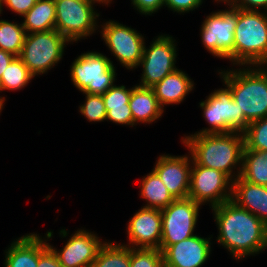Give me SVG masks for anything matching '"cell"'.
Listing matches in <instances>:
<instances>
[{"instance_id":"cell-20","label":"cell","mask_w":267,"mask_h":267,"mask_svg":"<svg viewBox=\"0 0 267 267\" xmlns=\"http://www.w3.org/2000/svg\"><path fill=\"white\" fill-rule=\"evenodd\" d=\"M194 84L185 71L177 68L151 88L154 90L160 106L164 109L166 105L183 103L186 96L195 89Z\"/></svg>"},{"instance_id":"cell-35","label":"cell","mask_w":267,"mask_h":267,"mask_svg":"<svg viewBox=\"0 0 267 267\" xmlns=\"http://www.w3.org/2000/svg\"><path fill=\"white\" fill-rule=\"evenodd\" d=\"M131 5L141 15L150 16L163 8L164 0H131Z\"/></svg>"},{"instance_id":"cell-15","label":"cell","mask_w":267,"mask_h":267,"mask_svg":"<svg viewBox=\"0 0 267 267\" xmlns=\"http://www.w3.org/2000/svg\"><path fill=\"white\" fill-rule=\"evenodd\" d=\"M152 169L175 199L187 198L190 189L192 156L161 154Z\"/></svg>"},{"instance_id":"cell-36","label":"cell","mask_w":267,"mask_h":267,"mask_svg":"<svg viewBox=\"0 0 267 267\" xmlns=\"http://www.w3.org/2000/svg\"><path fill=\"white\" fill-rule=\"evenodd\" d=\"M37 267H62L56 254L48 246L38 257Z\"/></svg>"},{"instance_id":"cell-41","label":"cell","mask_w":267,"mask_h":267,"mask_svg":"<svg viewBox=\"0 0 267 267\" xmlns=\"http://www.w3.org/2000/svg\"><path fill=\"white\" fill-rule=\"evenodd\" d=\"M217 3L223 2L224 0H214Z\"/></svg>"},{"instance_id":"cell-22","label":"cell","mask_w":267,"mask_h":267,"mask_svg":"<svg viewBox=\"0 0 267 267\" xmlns=\"http://www.w3.org/2000/svg\"><path fill=\"white\" fill-rule=\"evenodd\" d=\"M135 86L136 85L132 88H126L123 84L118 86L114 84L102 94L106 108V121L133 127V116L129 100L131 91Z\"/></svg>"},{"instance_id":"cell-34","label":"cell","mask_w":267,"mask_h":267,"mask_svg":"<svg viewBox=\"0 0 267 267\" xmlns=\"http://www.w3.org/2000/svg\"><path fill=\"white\" fill-rule=\"evenodd\" d=\"M221 3L236 9L267 12V0H224Z\"/></svg>"},{"instance_id":"cell-28","label":"cell","mask_w":267,"mask_h":267,"mask_svg":"<svg viewBox=\"0 0 267 267\" xmlns=\"http://www.w3.org/2000/svg\"><path fill=\"white\" fill-rule=\"evenodd\" d=\"M25 36L22 23L0 19V49L19 57Z\"/></svg>"},{"instance_id":"cell-1","label":"cell","mask_w":267,"mask_h":267,"mask_svg":"<svg viewBox=\"0 0 267 267\" xmlns=\"http://www.w3.org/2000/svg\"><path fill=\"white\" fill-rule=\"evenodd\" d=\"M211 210L218 229L215 241L227 249L234 260L255 256L267 249V226L257 216L232 200Z\"/></svg>"},{"instance_id":"cell-5","label":"cell","mask_w":267,"mask_h":267,"mask_svg":"<svg viewBox=\"0 0 267 267\" xmlns=\"http://www.w3.org/2000/svg\"><path fill=\"white\" fill-rule=\"evenodd\" d=\"M224 88L215 89L206 100L199 102L203 117L208 127L194 134H216L229 132H244L250 122L240 112L238 103L232 98L231 89L223 82Z\"/></svg>"},{"instance_id":"cell-38","label":"cell","mask_w":267,"mask_h":267,"mask_svg":"<svg viewBox=\"0 0 267 267\" xmlns=\"http://www.w3.org/2000/svg\"><path fill=\"white\" fill-rule=\"evenodd\" d=\"M5 101H6V98L4 96H0V115L4 107Z\"/></svg>"},{"instance_id":"cell-39","label":"cell","mask_w":267,"mask_h":267,"mask_svg":"<svg viewBox=\"0 0 267 267\" xmlns=\"http://www.w3.org/2000/svg\"><path fill=\"white\" fill-rule=\"evenodd\" d=\"M105 6L110 5L113 0H100Z\"/></svg>"},{"instance_id":"cell-27","label":"cell","mask_w":267,"mask_h":267,"mask_svg":"<svg viewBox=\"0 0 267 267\" xmlns=\"http://www.w3.org/2000/svg\"><path fill=\"white\" fill-rule=\"evenodd\" d=\"M35 76L19 57H15L2 73L0 93L5 90L18 91L25 88Z\"/></svg>"},{"instance_id":"cell-2","label":"cell","mask_w":267,"mask_h":267,"mask_svg":"<svg viewBox=\"0 0 267 267\" xmlns=\"http://www.w3.org/2000/svg\"><path fill=\"white\" fill-rule=\"evenodd\" d=\"M181 141L197 165L222 171L232 181L240 176L245 148L242 132L191 134Z\"/></svg>"},{"instance_id":"cell-19","label":"cell","mask_w":267,"mask_h":267,"mask_svg":"<svg viewBox=\"0 0 267 267\" xmlns=\"http://www.w3.org/2000/svg\"><path fill=\"white\" fill-rule=\"evenodd\" d=\"M232 201L257 216L267 226V187L249 183L240 176L232 182Z\"/></svg>"},{"instance_id":"cell-33","label":"cell","mask_w":267,"mask_h":267,"mask_svg":"<svg viewBox=\"0 0 267 267\" xmlns=\"http://www.w3.org/2000/svg\"><path fill=\"white\" fill-rule=\"evenodd\" d=\"M37 0H0V15L3 13V6L16 13L20 17L24 16L35 4Z\"/></svg>"},{"instance_id":"cell-18","label":"cell","mask_w":267,"mask_h":267,"mask_svg":"<svg viewBox=\"0 0 267 267\" xmlns=\"http://www.w3.org/2000/svg\"><path fill=\"white\" fill-rule=\"evenodd\" d=\"M29 233L15 239L5 252L4 267H37L39 255L48 247L53 231H47L45 236ZM43 238V239H42Z\"/></svg>"},{"instance_id":"cell-26","label":"cell","mask_w":267,"mask_h":267,"mask_svg":"<svg viewBox=\"0 0 267 267\" xmlns=\"http://www.w3.org/2000/svg\"><path fill=\"white\" fill-rule=\"evenodd\" d=\"M91 267H130V247L106 240Z\"/></svg>"},{"instance_id":"cell-40","label":"cell","mask_w":267,"mask_h":267,"mask_svg":"<svg viewBox=\"0 0 267 267\" xmlns=\"http://www.w3.org/2000/svg\"><path fill=\"white\" fill-rule=\"evenodd\" d=\"M262 67H264L267 71V61L264 63V65Z\"/></svg>"},{"instance_id":"cell-12","label":"cell","mask_w":267,"mask_h":267,"mask_svg":"<svg viewBox=\"0 0 267 267\" xmlns=\"http://www.w3.org/2000/svg\"><path fill=\"white\" fill-rule=\"evenodd\" d=\"M202 205L192 198L175 199L161 210L162 236L160 250L192 237Z\"/></svg>"},{"instance_id":"cell-11","label":"cell","mask_w":267,"mask_h":267,"mask_svg":"<svg viewBox=\"0 0 267 267\" xmlns=\"http://www.w3.org/2000/svg\"><path fill=\"white\" fill-rule=\"evenodd\" d=\"M100 26L102 40L116 60L128 70L138 68L146 41L144 36L131 26L111 19Z\"/></svg>"},{"instance_id":"cell-17","label":"cell","mask_w":267,"mask_h":267,"mask_svg":"<svg viewBox=\"0 0 267 267\" xmlns=\"http://www.w3.org/2000/svg\"><path fill=\"white\" fill-rule=\"evenodd\" d=\"M210 236L204 238L195 234L167 246L162 251L164 267H202L212 251L213 236Z\"/></svg>"},{"instance_id":"cell-8","label":"cell","mask_w":267,"mask_h":267,"mask_svg":"<svg viewBox=\"0 0 267 267\" xmlns=\"http://www.w3.org/2000/svg\"><path fill=\"white\" fill-rule=\"evenodd\" d=\"M69 43L56 29L26 34L19 58L35 77L43 75L60 63Z\"/></svg>"},{"instance_id":"cell-25","label":"cell","mask_w":267,"mask_h":267,"mask_svg":"<svg viewBox=\"0 0 267 267\" xmlns=\"http://www.w3.org/2000/svg\"><path fill=\"white\" fill-rule=\"evenodd\" d=\"M240 177L267 187V150L244 149Z\"/></svg>"},{"instance_id":"cell-23","label":"cell","mask_w":267,"mask_h":267,"mask_svg":"<svg viewBox=\"0 0 267 267\" xmlns=\"http://www.w3.org/2000/svg\"><path fill=\"white\" fill-rule=\"evenodd\" d=\"M22 18L26 34L54 30L56 23L54 0H37Z\"/></svg>"},{"instance_id":"cell-13","label":"cell","mask_w":267,"mask_h":267,"mask_svg":"<svg viewBox=\"0 0 267 267\" xmlns=\"http://www.w3.org/2000/svg\"><path fill=\"white\" fill-rule=\"evenodd\" d=\"M232 180L222 171L197 165L192 160L188 197L210 208L232 198Z\"/></svg>"},{"instance_id":"cell-3","label":"cell","mask_w":267,"mask_h":267,"mask_svg":"<svg viewBox=\"0 0 267 267\" xmlns=\"http://www.w3.org/2000/svg\"><path fill=\"white\" fill-rule=\"evenodd\" d=\"M217 71L249 122L267 117V71L264 67L240 66Z\"/></svg>"},{"instance_id":"cell-31","label":"cell","mask_w":267,"mask_h":267,"mask_svg":"<svg viewBox=\"0 0 267 267\" xmlns=\"http://www.w3.org/2000/svg\"><path fill=\"white\" fill-rule=\"evenodd\" d=\"M85 94V101L79 105V112L89 122L106 121V108L102 95Z\"/></svg>"},{"instance_id":"cell-30","label":"cell","mask_w":267,"mask_h":267,"mask_svg":"<svg viewBox=\"0 0 267 267\" xmlns=\"http://www.w3.org/2000/svg\"><path fill=\"white\" fill-rule=\"evenodd\" d=\"M130 267H164L162 251L158 248H131Z\"/></svg>"},{"instance_id":"cell-14","label":"cell","mask_w":267,"mask_h":267,"mask_svg":"<svg viewBox=\"0 0 267 267\" xmlns=\"http://www.w3.org/2000/svg\"><path fill=\"white\" fill-rule=\"evenodd\" d=\"M98 234L81 228L75 231L58 250L48 242V246L56 254L62 267H91L97 254L106 241H102Z\"/></svg>"},{"instance_id":"cell-4","label":"cell","mask_w":267,"mask_h":267,"mask_svg":"<svg viewBox=\"0 0 267 267\" xmlns=\"http://www.w3.org/2000/svg\"><path fill=\"white\" fill-rule=\"evenodd\" d=\"M267 61V12L237 9L234 66H263Z\"/></svg>"},{"instance_id":"cell-10","label":"cell","mask_w":267,"mask_h":267,"mask_svg":"<svg viewBox=\"0 0 267 267\" xmlns=\"http://www.w3.org/2000/svg\"><path fill=\"white\" fill-rule=\"evenodd\" d=\"M176 40L171 35L159 34L153 38L149 47L144 45L143 55L139 62L142 67V76L140 83L136 84L141 87H153L160 82L165 76L174 72L177 58Z\"/></svg>"},{"instance_id":"cell-37","label":"cell","mask_w":267,"mask_h":267,"mask_svg":"<svg viewBox=\"0 0 267 267\" xmlns=\"http://www.w3.org/2000/svg\"><path fill=\"white\" fill-rule=\"evenodd\" d=\"M15 57L16 56L12 55L11 53L0 49V79L2 77V73L5 72V69Z\"/></svg>"},{"instance_id":"cell-7","label":"cell","mask_w":267,"mask_h":267,"mask_svg":"<svg viewBox=\"0 0 267 267\" xmlns=\"http://www.w3.org/2000/svg\"><path fill=\"white\" fill-rule=\"evenodd\" d=\"M70 68L71 81L82 93L102 95L117 80L113 61L97 51L82 53Z\"/></svg>"},{"instance_id":"cell-32","label":"cell","mask_w":267,"mask_h":267,"mask_svg":"<svg viewBox=\"0 0 267 267\" xmlns=\"http://www.w3.org/2000/svg\"><path fill=\"white\" fill-rule=\"evenodd\" d=\"M204 0H164V6L178 14L189 13L199 8Z\"/></svg>"},{"instance_id":"cell-16","label":"cell","mask_w":267,"mask_h":267,"mask_svg":"<svg viewBox=\"0 0 267 267\" xmlns=\"http://www.w3.org/2000/svg\"><path fill=\"white\" fill-rule=\"evenodd\" d=\"M128 243L131 248H158L162 236L160 209L141 207L127 225Z\"/></svg>"},{"instance_id":"cell-21","label":"cell","mask_w":267,"mask_h":267,"mask_svg":"<svg viewBox=\"0 0 267 267\" xmlns=\"http://www.w3.org/2000/svg\"><path fill=\"white\" fill-rule=\"evenodd\" d=\"M129 105L133 116V127L139 123L146 125L156 122L165 112L150 87L136 85L131 91Z\"/></svg>"},{"instance_id":"cell-29","label":"cell","mask_w":267,"mask_h":267,"mask_svg":"<svg viewBox=\"0 0 267 267\" xmlns=\"http://www.w3.org/2000/svg\"><path fill=\"white\" fill-rule=\"evenodd\" d=\"M243 134L244 149L267 150V117L250 122Z\"/></svg>"},{"instance_id":"cell-24","label":"cell","mask_w":267,"mask_h":267,"mask_svg":"<svg viewBox=\"0 0 267 267\" xmlns=\"http://www.w3.org/2000/svg\"><path fill=\"white\" fill-rule=\"evenodd\" d=\"M140 182V198L146 201L143 207L162 210L175 200L153 170L145 175Z\"/></svg>"},{"instance_id":"cell-9","label":"cell","mask_w":267,"mask_h":267,"mask_svg":"<svg viewBox=\"0 0 267 267\" xmlns=\"http://www.w3.org/2000/svg\"><path fill=\"white\" fill-rule=\"evenodd\" d=\"M227 9L210 13L202 22L201 42L213 57L230 60L234 66V30L237 22V9ZM229 8V9H228Z\"/></svg>"},{"instance_id":"cell-6","label":"cell","mask_w":267,"mask_h":267,"mask_svg":"<svg viewBox=\"0 0 267 267\" xmlns=\"http://www.w3.org/2000/svg\"><path fill=\"white\" fill-rule=\"evenodd\" d=\"M56 23L55 29L62 34L70 44L82 39H88L98 30L100 13L94 5L100 0H54Z\"/></svg>"}]
</instances>
